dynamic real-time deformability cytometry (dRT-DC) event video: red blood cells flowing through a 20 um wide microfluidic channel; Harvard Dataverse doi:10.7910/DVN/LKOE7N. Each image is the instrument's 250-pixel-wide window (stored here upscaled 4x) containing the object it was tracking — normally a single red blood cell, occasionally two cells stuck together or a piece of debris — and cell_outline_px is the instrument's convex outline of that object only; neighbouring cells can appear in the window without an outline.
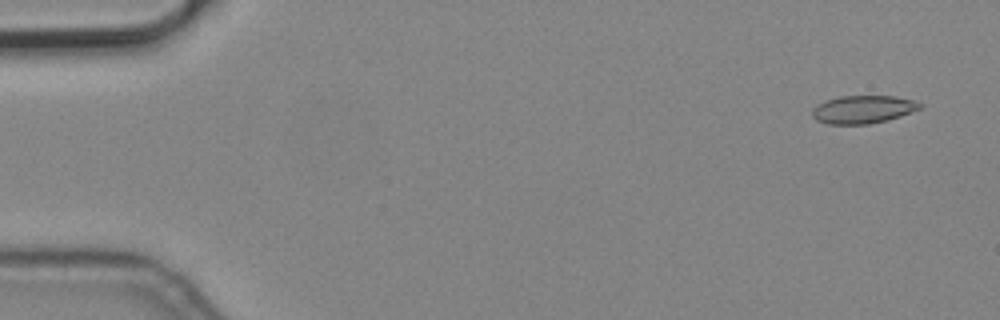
{"species": "common noctule bat (a hibernating species)", "species_latin": "Nyctalus noctula", "temperature_condition": "cold", "stored_images_in_passage": 14, "camera_frame_rate_fps": 3000, "um_per_image_px": 0.085, "animal": {"sex": "male", "body_mass_g": 19.2, "forearm_length_mm": 51.8}, "frame": {"image": 1, "passage_image": 1, "time_ms": 0.0, "image_size_px": [1000, 320], "cell_outline_px": [[924, 104], [920, 108], [900, 116], [888, 120], [868, 124], [828, 124], [816, 120], [812, 116], [812, 108], [816, 104], [824, 100], [840, 96], [896, 96], [912, 100]], "centroid_in_image_um": [73.31, 9.29], "position_along_channel_um": 11.7, "area_um2": 17.63}}
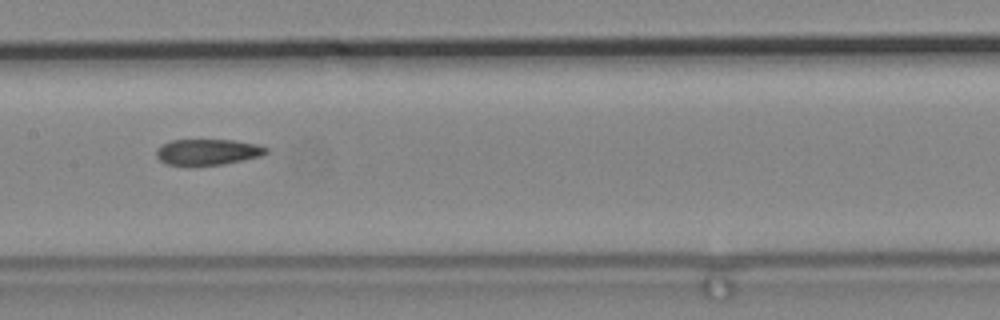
{"frame": {"image": 2, "passage_image": 7, "time_ms": 2.0, "image_size_px": [1000, 320], "cell_outline_px": [[268, 152], [260, 156], [224, 164], [168, 164], [160, 160], [156, 156], [156, 148], [172, 140], [236, 140], [256, 144], [268, 148]], "centroid_in_image_um": [17.67, 12.9], "position_along_channel_um": 189.7, "area_um2": 16.24}}
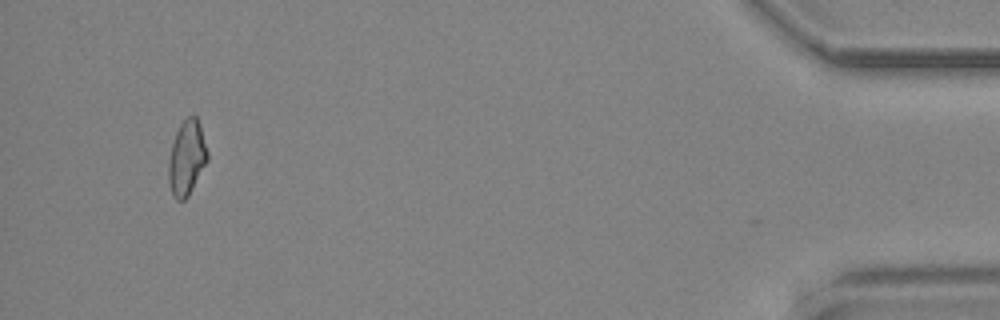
{"frame": {"image": 3, "passage_image": 13, "time_ms": 4.0, "image_size_px": [1000, 320], "cell_outline_px": [[208, 160], [188, 196], [184, 200], [176, 200], [172, 196], [168, 180], [168, 160], [172, 144], [176, 132], [180, 124], [188, 116], [196, 116], [200, 124], [208, 152]], "centroid_in_image_um": [15.86, 13.43], "position_along_channel_um": 419.3, "area_um2": 16.99}}